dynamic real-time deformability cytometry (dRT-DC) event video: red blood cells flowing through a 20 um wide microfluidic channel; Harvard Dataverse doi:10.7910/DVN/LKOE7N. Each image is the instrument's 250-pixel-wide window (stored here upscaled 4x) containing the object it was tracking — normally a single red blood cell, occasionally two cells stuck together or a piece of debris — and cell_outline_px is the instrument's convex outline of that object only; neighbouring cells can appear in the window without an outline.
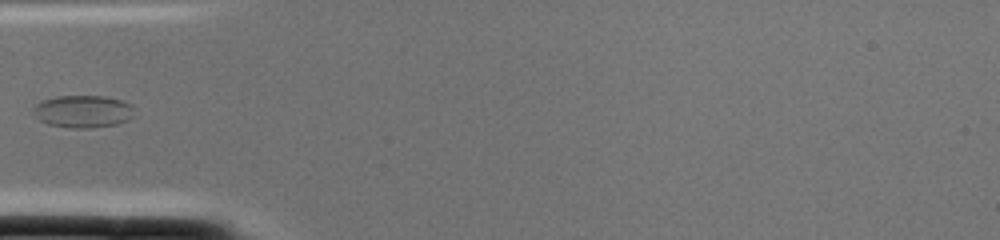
{"species": "common noctule bat (a hibernating species)", "species_latin": "Nyctalus noctula", "temperature_condition": "cold", "stored_images_in_passage": 2, "camera_frame_rate_fps": 3000, "um_per_image_px": 0.085, "animal": {"sex": "female", "body_mass_g": 22.0, "forearm_length_mm": 56.7}, "frame": {"image": 1, "passage_image": 2, "time_ms": 0.333, "image_size_px": [1000, 240], "cell_outline_px": [[132, 116], [128, 120], [116, 124], [88, 128], [68, 128], [48, 124], [40, 120], [32, 112], [32, 108], [40, 100], [56, 96], [104, 96], [124, 100], [132, 104]], "centroid_in_image_um": [7.02, 9.46], "position_along_channel_um": 78.0, "area_um2": 19.25}}